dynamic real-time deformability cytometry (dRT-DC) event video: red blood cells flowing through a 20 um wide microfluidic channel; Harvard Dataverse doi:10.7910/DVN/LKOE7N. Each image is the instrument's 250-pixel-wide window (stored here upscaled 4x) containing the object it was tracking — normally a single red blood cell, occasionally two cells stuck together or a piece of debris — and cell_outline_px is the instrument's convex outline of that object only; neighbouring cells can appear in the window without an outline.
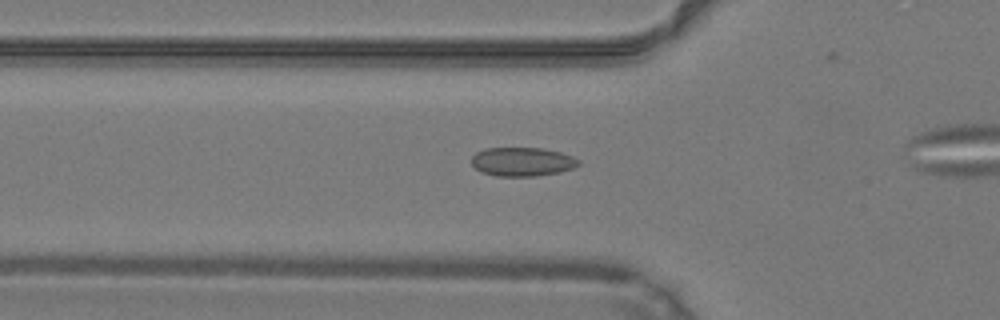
{"species": "common noctule bat (a hibernating species)", "species_latin": "Nyctalus noctula", "temperature_condition": "warm", "stored_images_in_passage": 41, "camera_frame_rate_fps": 3000, "um_per_image_px": 0.085, "animal": {"sex": "male", "body_mass_g": 19.2, "forearm_length_mm": 51.8}, "frame": {"image": 1, "passage_image": 13, "time_ms": 4.0, "image_size_px": [1000, 320], "cell_outline_px": [[580, 164], [572, 168], [560, 172], [536, 176], [496, 176], [480, 172], [472, 164], [472, 156], [476, 152], [484, 148], [540, 148], [560, 152], [572, 156], [580, 160]], "centroid_in_image_um": [44.38, 13.75], "position_along_channel_um": 81.4, "area_um2": 18.03}}
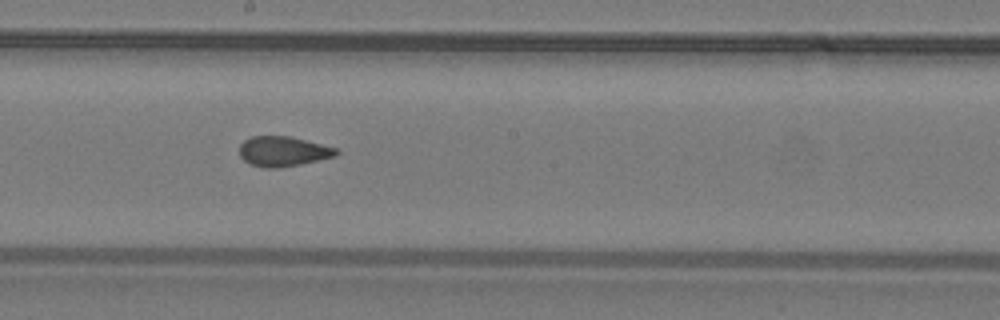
{"frame": {"image": 2, "passage_image": 23, "time_ms": 7.333, "image_size_px": [1000, 320], "cell_outline_px": [[340, 152], [336, 156], [300, 164], [280, 168], [264, 168], [248, 164], [240, 156], [240, 144], [244, 140], [252, 136], [288, 136], [336, 148]], "centroid_in_image_um": [24.03, 12.88], "position_along_channel_um": 224.2, "area_um2": 16.88}}
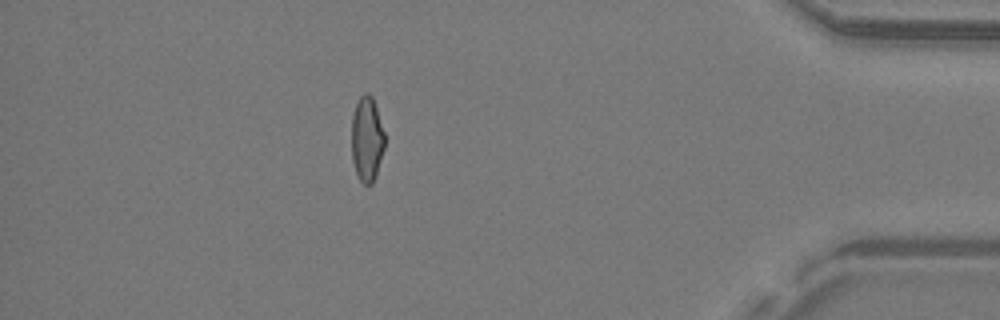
{"frame": {"image": 3, "passage_image": 39, "time_ms": 12.667, "image_size_px": [1000, 320], "cell_outline_px": [[384, 148], [376, 176], [372, 184], [364, 184], [360, 180], [356, 172], [352, 160], [352, 116], [356, 104], [360, 96], [364, 92], [368, 92], [372, 96], [384, 132]], "centroid_in_image_um": [31.18, 11.82], "position_along_channel_um": 404.0, "area_um2": 16.3}}